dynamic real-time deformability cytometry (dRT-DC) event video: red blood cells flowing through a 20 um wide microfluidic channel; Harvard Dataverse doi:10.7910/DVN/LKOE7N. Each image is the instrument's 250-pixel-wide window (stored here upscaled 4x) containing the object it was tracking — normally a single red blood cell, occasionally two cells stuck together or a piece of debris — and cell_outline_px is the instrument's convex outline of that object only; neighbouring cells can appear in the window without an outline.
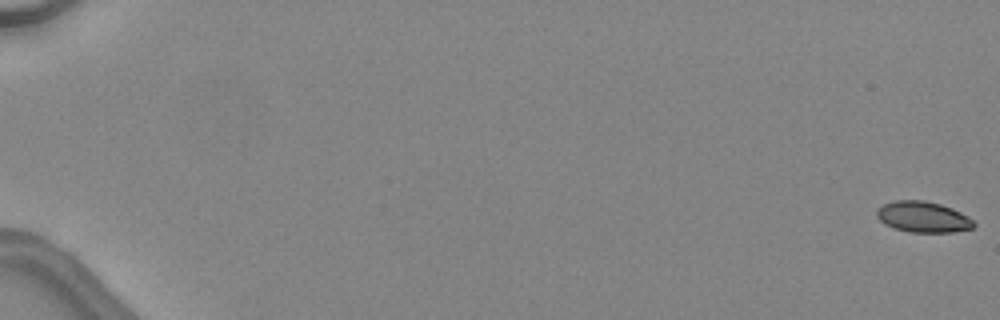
{"species": "common noctule bat (a hibernating species)", "species_latin": "Nyctalus noctula", "temperature_condition": "warm", "stored_images_in_passage": 49, "camera_frame_rate_fps": 3000, "um_per_image_px": 0.085, "animal": {"sex": "female", "body_mass_g": 24.6, "forearm_length_mm": 56.2}, "frame": {"image": 1, "passage_image": 1, "time_ms": 0.0, "image_size_px": [1000, 320], "cell_outline_px": [[976, 224], [972, 228], [952, 232], [908, 232], [892, 228], [884, 224], [876, 216], [876, 208], [884, 204], [896, 200], [924, 200], [940, 204], [952, 208], [968, 216]], "centroid_in_image_um": [78.42, 18.44], "position_along_channel_um": 6.6, "area_um2": 17.57}}
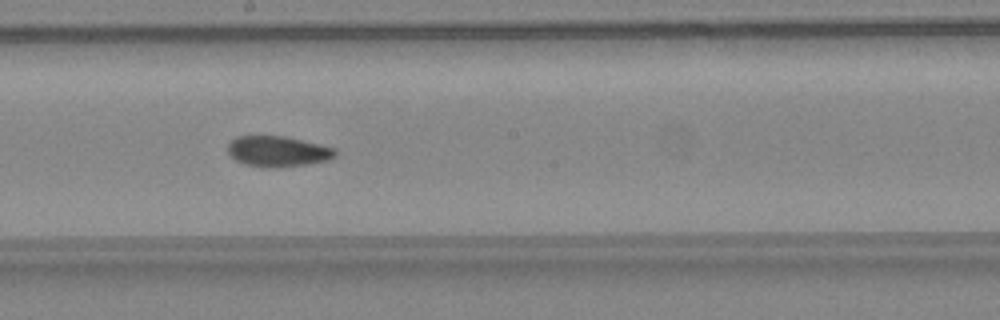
{"frame": {"image": 2, "passage_image": 30, "time_ms": 9.667, "image_size_px": [1000, 320], "cell_outline_px": [[336, 156], [328, 160], [304, 164], [244, 164], [236, 160], [228, 152], [228, 144], [236, 136], [284, 136], [320, 144], [336, 148]], "centroid_in_image_um": [23.64, 12.8], "position_along_channel_um": 224.6, "area_um2": 18.15}}
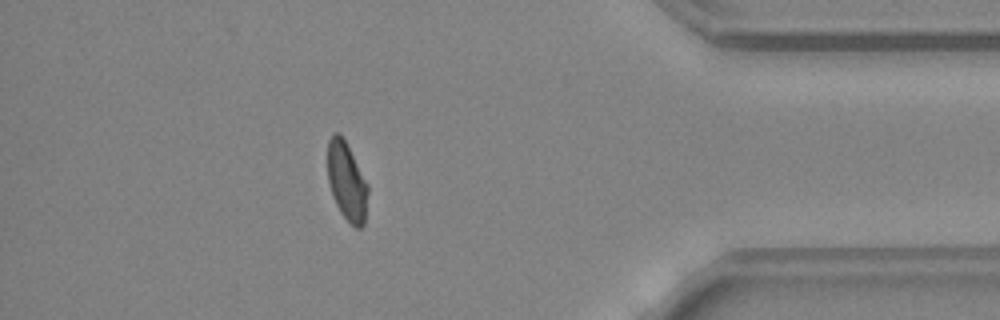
{"frame": {"image": 3, "passage_image": 44, "time_ms": 14.333, "image_size_px": [1000, 320], "cell_outline_px": [[368, 192], [364, 224], [360, 228], [356, 228], [340, 212], [332, 196], [328, 180], [328, 140], [332, 132], [340, 132], [368, 184]], "centroid_in_image_um": [29.46, 15.4], "position_along_channel_um": 405.7, "area_um2": 18.26}, "authors_computed_cell_mechanics": {"area_um2": 18.6116, "velocity_mm_per_s": 4.5469, "shape_relaxation_time_tau1_ms": null, "shape_relaxation_time_tau2_ms": 2.1097, "deformation_change_tau1": null, "deformation_change_tau2": 0.0751}}